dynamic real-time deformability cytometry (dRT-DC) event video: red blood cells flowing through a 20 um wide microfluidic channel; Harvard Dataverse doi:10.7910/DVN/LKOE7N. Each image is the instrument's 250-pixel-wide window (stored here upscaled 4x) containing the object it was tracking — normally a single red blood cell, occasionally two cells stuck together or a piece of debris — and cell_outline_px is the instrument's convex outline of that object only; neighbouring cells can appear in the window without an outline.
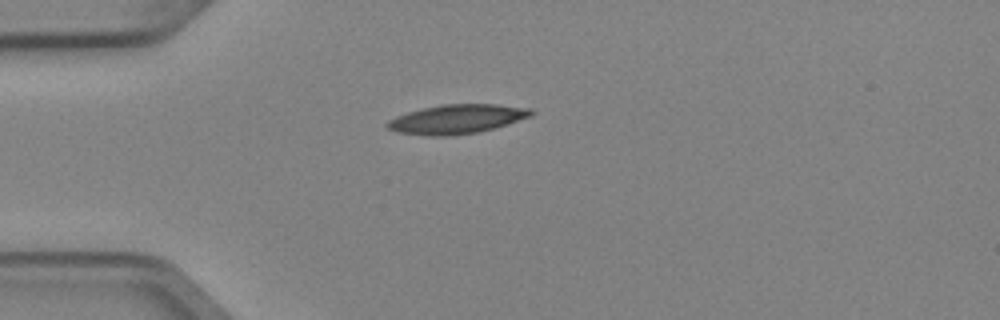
{"species": "Egyptian fruit bat (a non-hibernating species)", "species_latin": "Rousettus aegyptiacus", "temperature_condition": "cold", "stored_images_in_passage": 2, "camera_frame_rate_fps": 3000, "um_per_image_px": 0.085, "animal": {"sex": "female"}, "frame": {"image": 1, "passage_image": 1, "time_ms": 0.0, "image_size_px": [1000, 320], "cell_outline_px": [[536, 112], [532, 116], [508, 124], [476, 132], [452, 136], [428, 136], [396, 132], [388, 128], [384, 124], [388, 120], [396, 116], [408, 112], [440, 104], [496, 104], [532, 108]], "centroid_in_image_um": [38.84, 10.12], "position_along_channel_um": 46.2, "area_um2": 24.62}}